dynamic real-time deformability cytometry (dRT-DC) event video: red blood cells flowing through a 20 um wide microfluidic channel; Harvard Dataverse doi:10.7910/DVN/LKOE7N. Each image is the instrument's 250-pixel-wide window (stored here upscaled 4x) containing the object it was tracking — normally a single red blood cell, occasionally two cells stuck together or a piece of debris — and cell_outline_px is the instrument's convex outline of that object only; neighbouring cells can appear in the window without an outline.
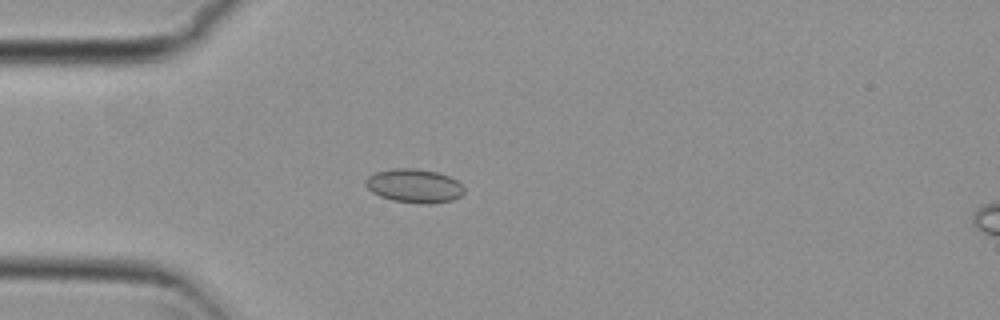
{"species": "common noctule bat (a hibernating species)", "species_latin": "Nyctalus noctula", "temperature_condition": "cold", "stored_images_in_passage": 53, "camera_frame_rate_fps": 3000, "um_per_image_px": 0.085, "animal": {"sex": "female", "body_mass_g": 29.2, "forearm_length_mm": 56.3}, "frame": {"image": 1, "passage_image": 15, "time_ms": 4.667, "image_size_px": [1000, 320], "cell_outline_px": [[464, 192], [460, 196], [452, 200], [428, 204], [420, 204], [392, 200], [380, 196], [372, 192], [364, 184], [364, 180], [368, 176], [376, 172], [392, 168], [416, 168], [436, 172], [448, 176], [456, 180], [464, 188]], "centroid_in_image_um": [35.18, 15.79], "position_along_channel_um": 49.8, "area_um2": 19.42}}
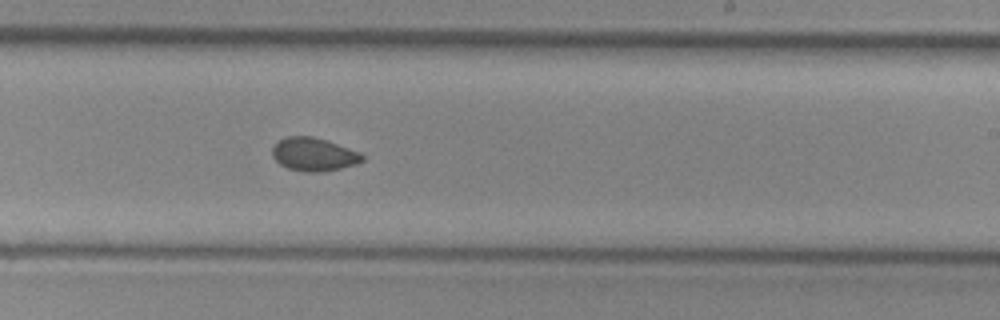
{"frame": {"image": 2, "passage_image": 33, "time_ms": 10.667, "image_size_px": [1000, 320], "cell_outline_px": [[364, 160], [356, 164], [324, 172], [304, 172], [288, 168], [280, 164], [272, 156], [272, 148], [276, 140], [288, 136], [312, 136], [360, 152], [364, 156]], "centroid_in_image_um": [26.64, 13.12], "position_along_channel_um": 262.4, "area_um2": 17.46}}
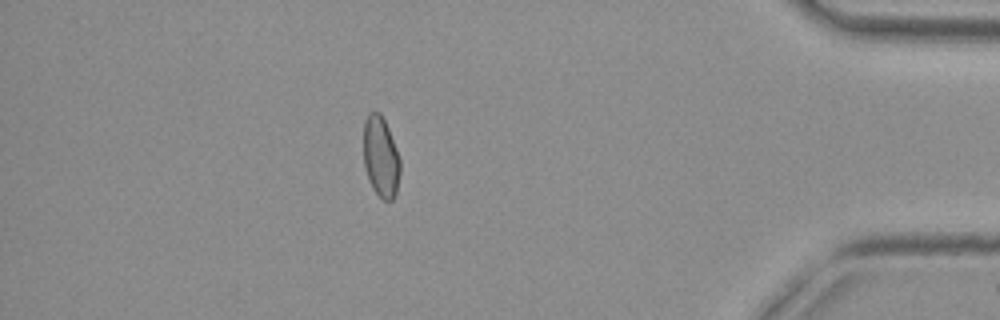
{"frame": {"image": 3, "passage_image": 48, "time_ms": 15.667, "image_size_px": [1000, 320], "cell_outline_px": [[400, 172], [396, 192], [392, 200], [384, 200], [372, 188], [368, 180], [364, 164], [364, 120], [368, 112], [380, 112], [388, 128], [396, 148], [400, 160]], "centroid_in_image_um": [32.36, 13.32], "position_along_channel_um": 402.8, "area_um2": 17.17}, "authors_computed_cell_mechanics": {"area_um2": 17.7446, "velocity_mm_per_s": 3.7409, "shape_relaxation_time_tau1_ms": null, "shape_relaxation_time_tau2_ms": 3.6722, "deformation_change_tau1": null, "deformation_change_tau2": 0.0542}}